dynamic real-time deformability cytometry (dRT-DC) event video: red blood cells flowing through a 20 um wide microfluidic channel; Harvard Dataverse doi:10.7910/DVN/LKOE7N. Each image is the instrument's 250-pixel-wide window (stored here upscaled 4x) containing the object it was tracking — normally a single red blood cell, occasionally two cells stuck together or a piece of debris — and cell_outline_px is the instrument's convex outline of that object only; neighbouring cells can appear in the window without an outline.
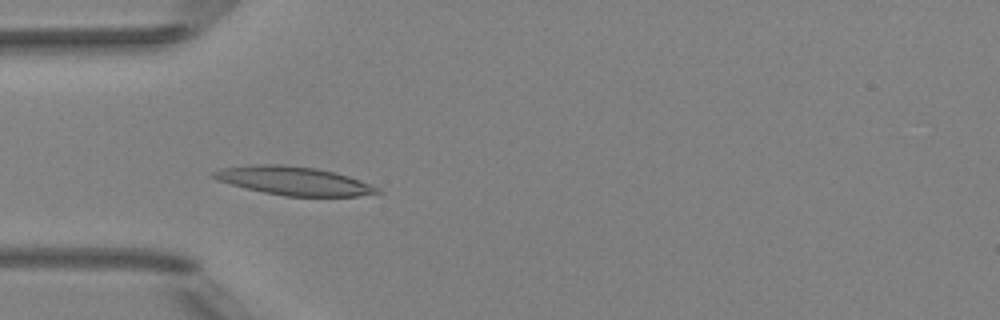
{"species": "Egyptian fruit bat (a non-hibernating species)", "species_latin": "Rousettus aegyptiacus", "temperature_condition": "room temperature", "stored_images_in_passage": 51, "camera_frame_rate_fps": 3000, "um_per_image_px": 0.085, "animal": {"sex": "female"}, "frame": {"image": 1, "passage_image": 15, "time_ms": 4.667, "image_size_px": [1000, 320], "cell_outline_px": [[384, 192], [356, 196], [284, 196], [264, 192], [216, 180], [212, 176], [212, 172], [220, 168], [252, 164], [284, 164], [316, 168], [336, 172], [372, 184]], "centroid_in_image_um": [24.98, 15.36], "position_along_channel_um": 60.0, "area_um2": 27.22}}
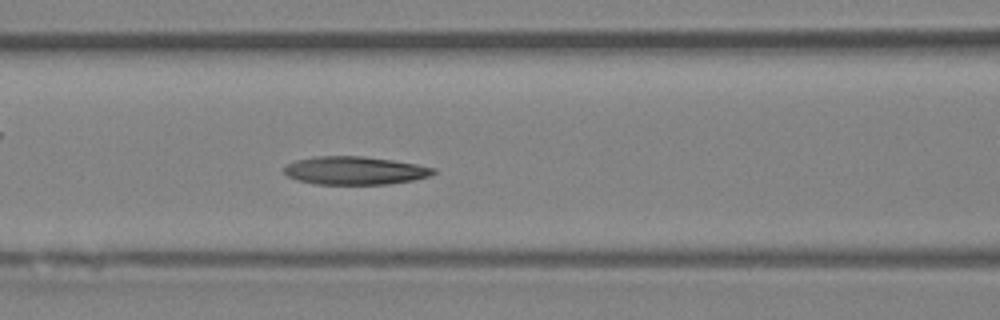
{"frame": {"image": 2, "passage_image": 21, "time_ms": 6.667, "image_size_px": [1000, 320], "cell_outline_px": [[436, 172], [428, 176], [412, 180], [388, 184], [316, 184], [296, 180], [288, 176], [284, 172], [284, 168], [288, 164], [296, 160], [316, 156], [360, 156], [392, 160], [416, 164], [436, 168]], "centroid_in_image_um": [30.15, 14.5], "position_along_channel_um": 136.5, "area_um2": 24.33}}
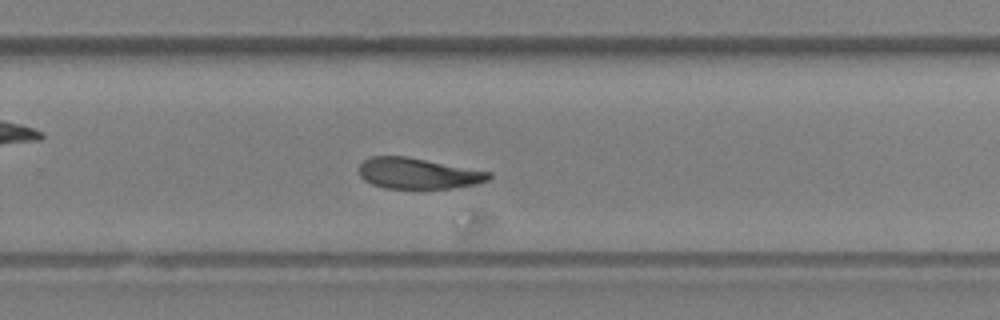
{"frame": {"image": 3, "passage_image": 33, "time_ms": 10.667, "image_size_px": [1000, 320], "cell_outline_px": [[492, 176], [488, 180], [476, 184], [452, 188], [384, 188], [372, 184], [364, 180], [360, 176], [360, 164], [368, 156], [404, 156], [492, 172]], "centroid_in_image_um": [35.53, 14.74], "position_along_channel_um": 294.3, "area_um2": 23.24}, "authors_computed_cell_mechanics": {"area_um2": 24.9696, "velocity_mm_per_s": 3.9527, "shape_relaxation_time_tau1_ms": null, "shape_relaxation_time_tau2_ms": 10.7441, "deformation_change_tau1": null, "deformation_change_tau2": 0.1766}}